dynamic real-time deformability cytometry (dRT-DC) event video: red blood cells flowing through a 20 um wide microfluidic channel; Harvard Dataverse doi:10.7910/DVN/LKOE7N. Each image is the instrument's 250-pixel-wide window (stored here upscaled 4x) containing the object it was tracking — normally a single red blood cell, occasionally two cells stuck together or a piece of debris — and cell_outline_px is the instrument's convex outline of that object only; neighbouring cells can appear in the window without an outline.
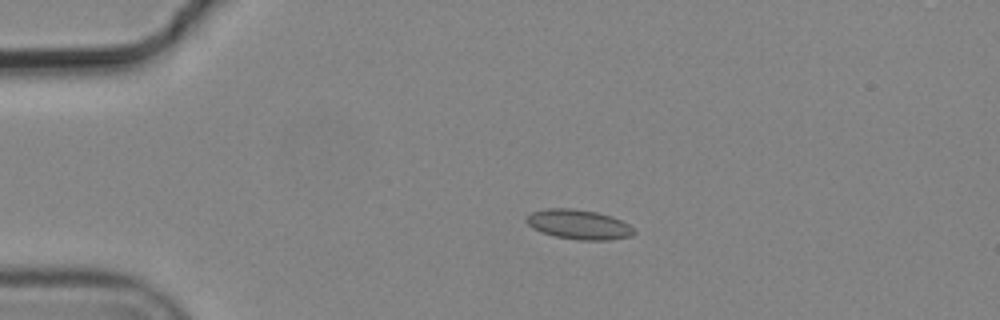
{"species": "common noctule bat (a hibernating species)", "species_latin": "Nyctalus noctula", "temperature_condition": "cold", "stored_images_in_passage": 6, "camera_frame_rate_fps": 3000, "um_per_image_px": 0.085, "animal": {"sex": "male", "body_mass_g": 19.2, "forearm_length_mm": 51.8}, "frame": {"image": 1, "passage_image": 4, "time_ms": 1.0, "image_size_px": [1000, 320], "cell_outline_px": [[636, 232], [632, 236], [608, 240], [576, 240], [556, 236], [532, 228], [524, 220], [532, 212], [548, 208], [572, 208], [596, 212], [612, 216], [636, 228]], "centroid_in_image_um": [49.23, 19.08], "position_along_channel_um": 35.8, "area_um2": 18.61}}
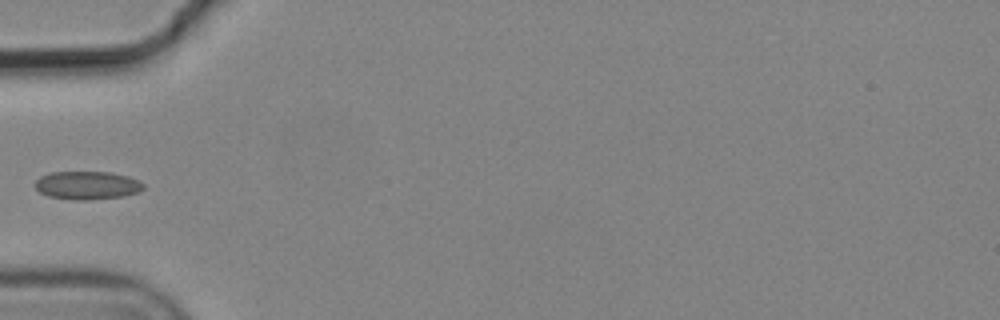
{"frame": {"image": 2, "passage_image": 6, "time_ms": 1.667, "image_size_px": [1000, 320], "cell_outline_px": [[144, 188], [140, 192], [124, 196], [88, 200], [72, 200], [48, 196], [40, 192], [36, 188], [36, 180], [40, 176], [48, 172], [108, 172], [128, 176], [140, 180], [144, 184]], "centroid_in_image_um": [7.43, 15.75], "position_along_channel_um": 77.6, "area_um2": 17.98}}